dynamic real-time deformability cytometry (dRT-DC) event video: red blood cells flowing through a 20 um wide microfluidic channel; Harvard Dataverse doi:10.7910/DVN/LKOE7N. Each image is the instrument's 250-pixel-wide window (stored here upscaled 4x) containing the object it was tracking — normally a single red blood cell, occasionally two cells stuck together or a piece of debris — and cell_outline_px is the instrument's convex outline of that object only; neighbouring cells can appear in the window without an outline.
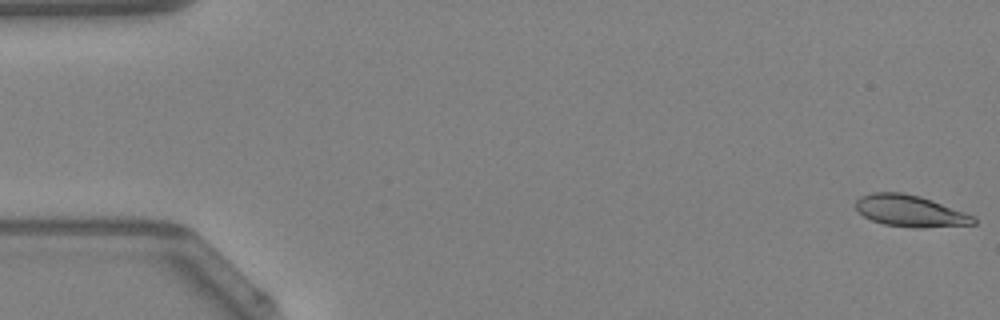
{"species": "Egyptian fruit bat (a non-hibernating species)", "species_latin": "Rousettus aegyptiacus", "temperature_condition": "warm", "stored_images_in_passage": 48, "camera_frame_rate_fps": 3000, "um_per_image_px": 0.085, "animal": {"sex": "female"}, "frame": {"image": 1, "passage_image": 1, "time_ms": 0.0, "image_size_px": [1000, 320], "cell_outline_px": [[976, 224], [916, 228], [884, 224], [872, 220], [864, 216], [856, 208], [856, 200], [860, 196], [872, 192], [904, 192], [920, 196], [932, 200], [976, 216]], "centroid_in_image_um": [77.38, 17.92], "position_along_channel_um": 7.6, "area_um2": 21.68}}
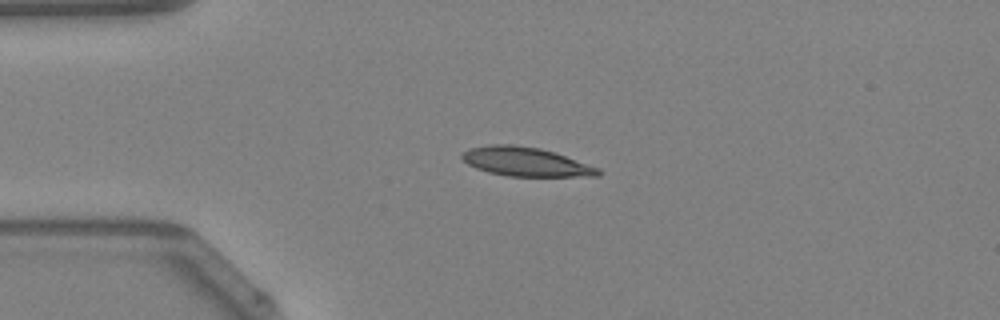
{"frame": {"image": 2, "passage_image": 12, "time_ms": 3.667, "image_size_px": [1000, 320], "cell_outline_px": [[600, 176], [508, 176], [488, 172], [476, 168], [468, 164], [460, 156], [468, 148], [488, 144], [512, 144], [540, 148], [556, 152], [600, 168]], "centroid_in_image_um": [44.69, 13.74], "position_along_channel_um": 40.3, "area_um2": 23.12}}
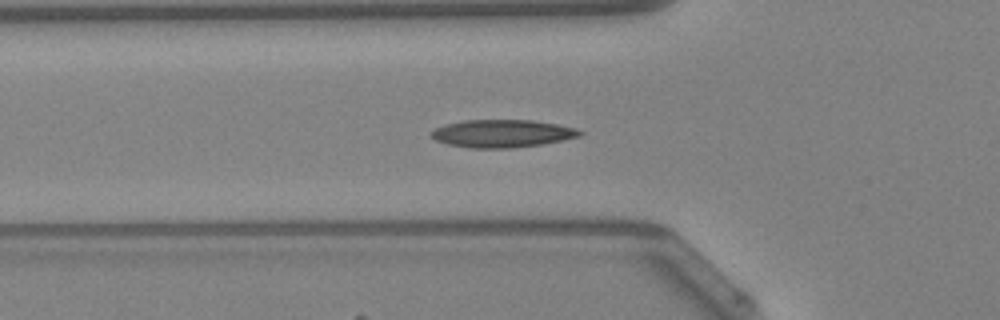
{"frame": {"image": 3, "passage_image": 17, "time_ms": 5.333, "image_size_px": [1000, 320], "cell_outline_px": [[584, 132], [580, 136], [540, 144], [512, 148], [472, 148], [448, 144], [436, 140], [432, 136], [432, 132], [436, 128], [444, 124], [464, 120], [532, 120], [556, 124], [576, 128]], "centroid_in_image_um": [42.69, 11.34], "position_along_channel_um": 83.1, "area_um2": 23.76}, "authors_computed_cell_mechanics": {"area_um2": 22.3397, "velocity_mm_per_s": 4.254, "shape_relaxation_time_tau1_ms": 8.1892, "shape_relaxation_time_tau2_ms": 2.1753, "deformation_change_tau1": 0.2173, "deformation_change_tau2": 0.0757}}